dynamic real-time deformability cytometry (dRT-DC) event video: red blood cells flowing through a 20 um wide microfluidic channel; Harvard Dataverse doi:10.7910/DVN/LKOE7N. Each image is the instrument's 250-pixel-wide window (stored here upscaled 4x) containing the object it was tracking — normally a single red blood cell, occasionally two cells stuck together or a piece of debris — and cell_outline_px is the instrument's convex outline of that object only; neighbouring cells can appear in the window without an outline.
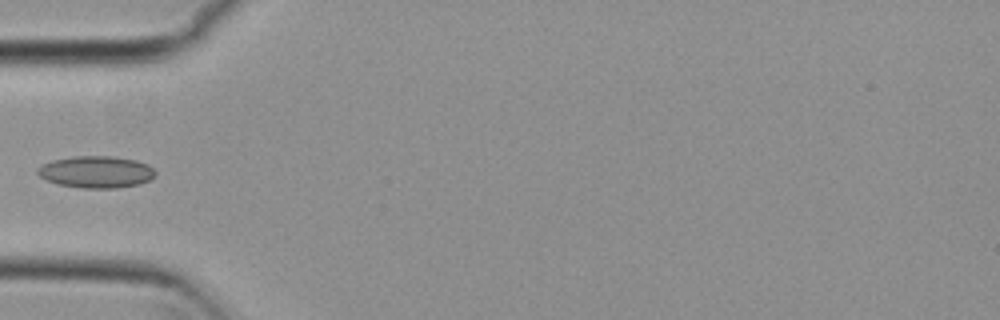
{"species": "common noctule bat (a hibernating species)", "species_latin": "Nyctalus noctula", "temperature_condition": "cold", "stored_images_in_passage": 35, "camera_frame_rate_fps": 3000, "um_per_image_px": 0.085, "animal": {"sex": "female", "body_mass_g": 29.2, "forearm_length_mm": 56.3}, "frame": {"image": 1, "passage_image": 1, "time_ms": 0.0, "image_size_px": [1000, 320], "cell_outline_px": [[156, 176], [140, 184], [116, 188], [84, 188], [60, 184], [48, 180], [40, 176], [36, 172], [36, 168], [52, 160], [76, 156], [112, 156], [136, 160], [148, 164], [156, 172]], "centroid_in_image_um": [8.2, 14.61], "position_along_channel_um": 76.8, "area_um2": 21.79}}
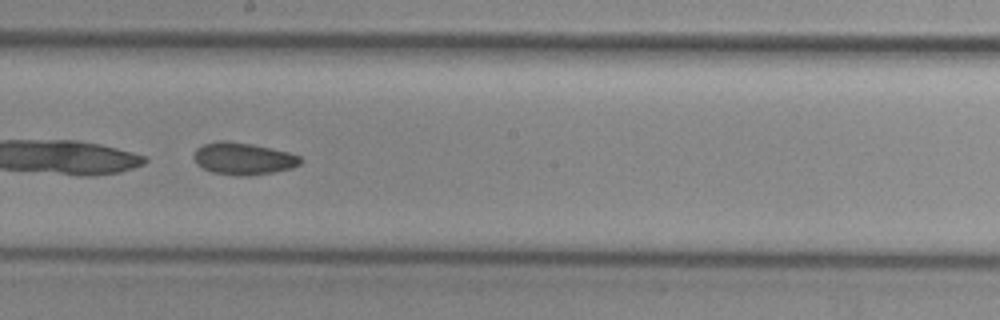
{"frame": {"image": 2, "passage_image": 13, "time_ms": 4.0, "image_size_px": [1000, 320], "cell_outline_px": [[304, 160], [300, 164], [292, 168], [272, 172], [248, 176], [236, 176], [212, 172], [196, 164], [192, 156], [196, 148], [204, 144], [216, 140], [228, 140], [252, 144], [288, 152], [300, 156]], "centroid_in_image_um": [20.65, 13.48], "position_along_channel_um": 227.5, "area_um2": 20.17}}
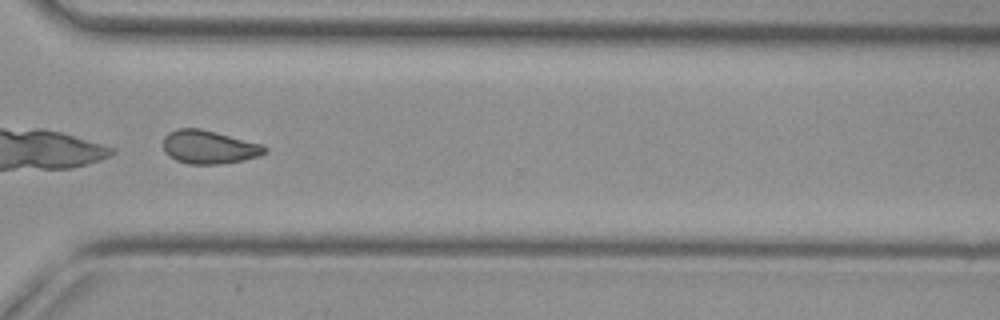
{"frame": {"image": 3, "passage_image": 23, "time_ms": 7.333, "image_size_px": [1000, 320], "cell_outline_px": [[268, 152], [260, 156], [244, 160], [220, 164], [188, 164], [176, 160], [168, 156], [164, 152], [164, 136], [168, 132], [176, 128], [200, 128], [264, 144], [268, 148]], "centroid_in_image_um": [17.79, 12.5], "position_along_channel_um": 352.8, "area_um2": 20.11}}